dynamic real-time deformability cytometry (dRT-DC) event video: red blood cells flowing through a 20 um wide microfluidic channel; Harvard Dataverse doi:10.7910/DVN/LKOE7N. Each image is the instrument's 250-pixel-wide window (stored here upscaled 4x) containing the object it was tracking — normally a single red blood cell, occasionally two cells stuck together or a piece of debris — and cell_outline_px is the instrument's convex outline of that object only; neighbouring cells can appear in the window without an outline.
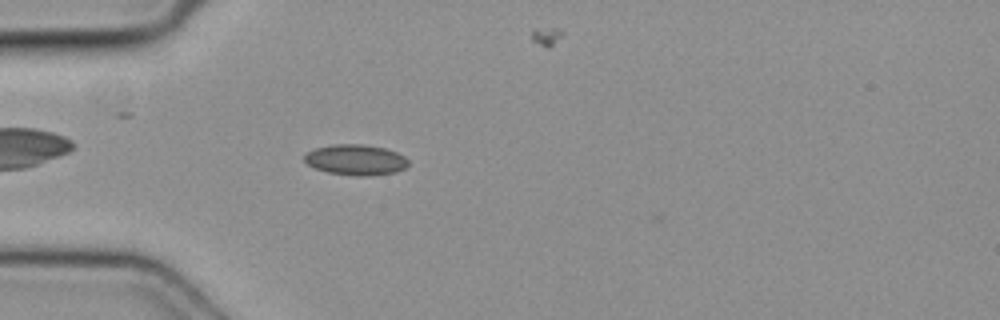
{"species": "common noctule bat (a hibernating species)", "species_latin": "Nyctalus noctula", "temperature_condition": "cold", "stored_images_in_passage": 16, "camera_frame_rate_fps": 3000, "um_per_image_px": 0.085, "animal": {"sex": "female", "body_mass_g": 19.3, "forearm_length_mm": 54.1}, "frame": {"image": 1, "passage_image": 2, "time_ms": 0.333, "image_size_px": [1000, 320], "cell_outline_px": [[408, 164], [404, 168], [396, 172], [372, 176], [356, 176], [328, 172], [316, 168], [308, 164], [304, 160], [304, 156], [308, 152], [316, 148], [332, 144], [360, 144], [384, 148], [396, 152], [404, 156], [408, 160]], "centroid_in_image_um": [30.25, 13.59], "position_along_channel_um": 54.8, "area_um2": 18.44}}
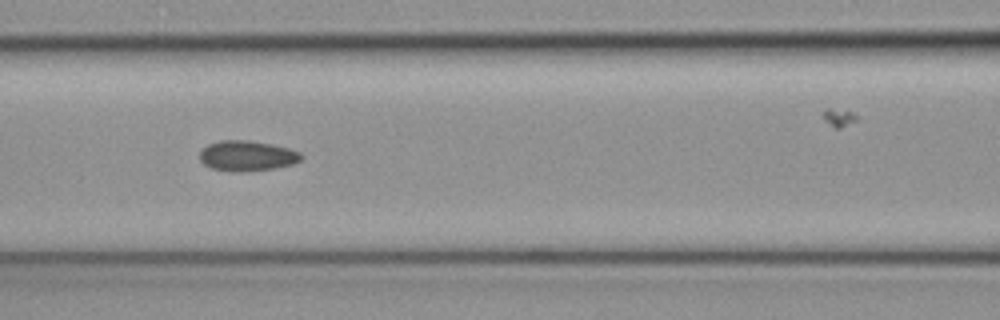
{"frame": {"image": 2, "passage_image": 9, "time_ms": 2.667, "image_size_px": [1000, 320], "cell_outline_px": [[304, 156], [300, 160], [292, 164], [276, 168], [244, 172], [232, 172], [208, 168], [200, 160], [200, 152], [208, 144], [220, 140], [248, 140], [288, 148], [300, 152]], "centroid_in_image_um": [20.98, 13.26], "position_along_channel_um": 145.6, "area_um2": 18.03}}
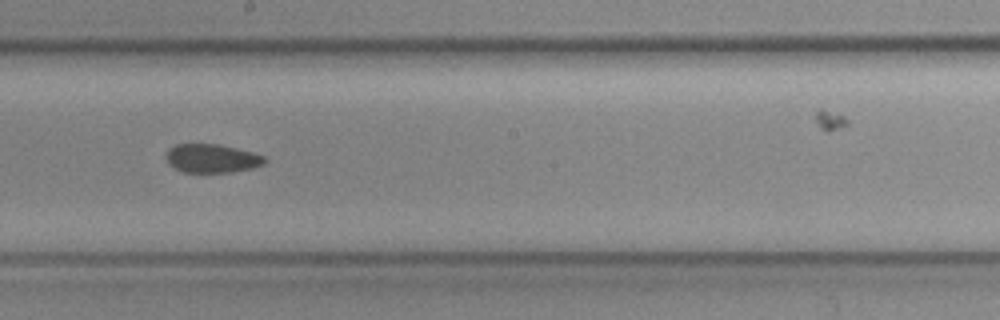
{"frame": {"image": 3, "passage_image": 15, "time_ms": 4.667, "image_size_px": [1000, 320], "cell_outline_px": [[268, 160], [264, 164], [252, 168], [232, 172], [184, 172], [168, 164], [164, 156], [168, 148], [176, 144], [216, 144], [236, 148], [252, 152], [264, 156]], "centroid_in_image_um": [17.99, 13.46], "position_along_channel_um": 230.2, "area_um2": 16.53}}